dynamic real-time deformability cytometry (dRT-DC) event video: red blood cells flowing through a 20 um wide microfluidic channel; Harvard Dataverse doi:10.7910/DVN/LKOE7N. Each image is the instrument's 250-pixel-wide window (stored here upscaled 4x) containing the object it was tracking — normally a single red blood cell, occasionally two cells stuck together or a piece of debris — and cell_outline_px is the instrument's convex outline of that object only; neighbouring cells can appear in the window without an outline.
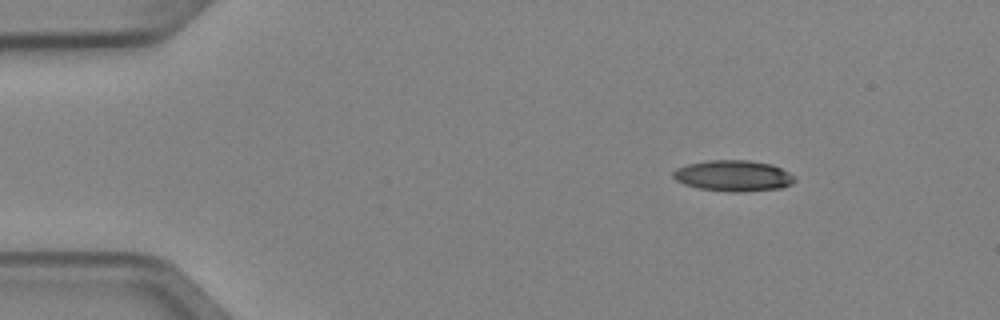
{"species": "Egyptian fruit bat (a non-hibernating species)", "species_latin": "Rousettus aegyptiacus", "temperature_condition": "cold", "stored_images_in_passage": 4, "camera_frame_rate_fps": 3000, "um_per_image_px": 0.085, "animal": {"sex": "female"}, "frame": {"image": 1, "passage_image": 1, "time_ms": 0.0, "image_size_px": [1000, 320], "cell_outline_px": [[796, 180], [792, 184], [784, 188], [744, 192], [732, 192], [696, 188], [684, 184], [676, 180], [672, 176], [672, 172], [676, 168], [688, 164], [708, 160], [748, 160], [772, 164], [796, 176]], "centroid_in_image_um": [62.35, 14.95], "position_along_channel_um": 22.6, "area_um2": 22.25}}
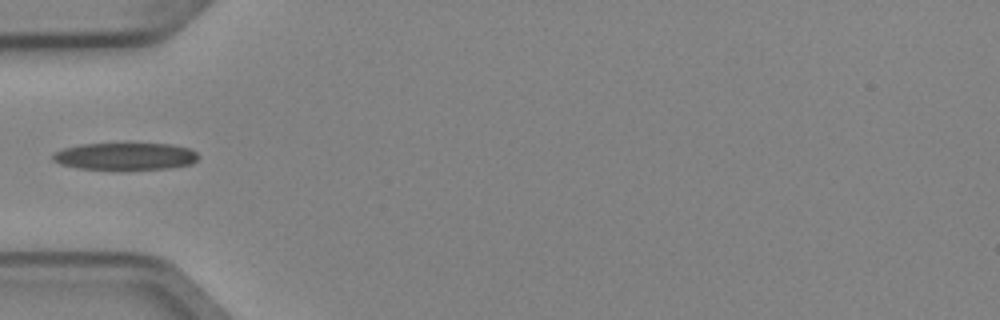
{"frame": {"image": 2, "passage_image": 4, "time_ms": 1.0, "image_size_px": [1000, 320], "cell_outline_px": [[200, 156], [192, 164], [168, 168], [120, 172], [76, 168], [60, 164], [52, 160], [52, 152], [64, 148], [80, 144], [172, 144], [188, 148], [196, 152]], "centroid_in_image_um": [10.61, 13.33], "position_along_channel_um": 74.4, "area_um2": 23.99}}